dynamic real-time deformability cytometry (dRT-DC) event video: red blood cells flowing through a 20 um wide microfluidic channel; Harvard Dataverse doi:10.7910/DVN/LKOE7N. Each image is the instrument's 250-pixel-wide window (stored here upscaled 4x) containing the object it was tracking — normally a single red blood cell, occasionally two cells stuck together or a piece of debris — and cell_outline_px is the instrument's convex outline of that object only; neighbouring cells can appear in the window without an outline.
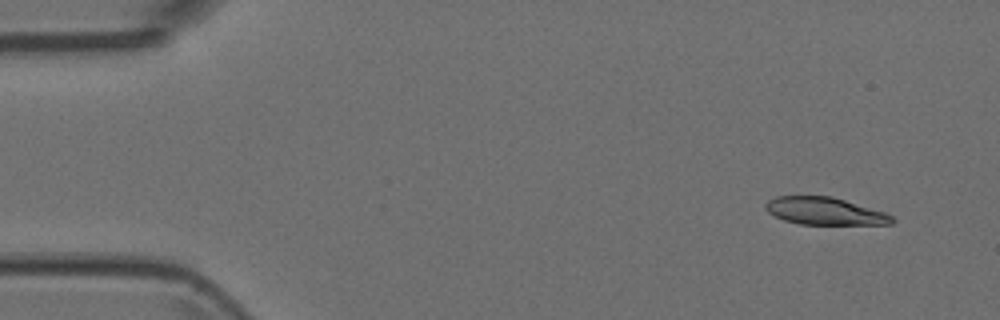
{"species": "Egyptian fruit bat (a non-hibernating species)", "species_latin": "Rousettus aegyptiacus", "temperature_condition": "room temperature", "stored_images_in_passage": 5, "camera_frame_rate_fps": 3000, "um_per_image_px": 0.085, "animal": {"sex": "female"}, "frame": {"image": 1, "passage_image": 1, "time_ms": 0.0, "image_size_px": [1000, 320], "cell_outline_px": [[896, 220], [892, 224], [800, 224], [784, 220], [768, 212], [764, 208], [764, 204], [768, 200], [776, 196], [832, 196], [884, 212], [892, 216]], "centroid_in_image_um": [70.08, 17.94], "position_along_channel_um": 14.9, "area_um2": 20.11}}
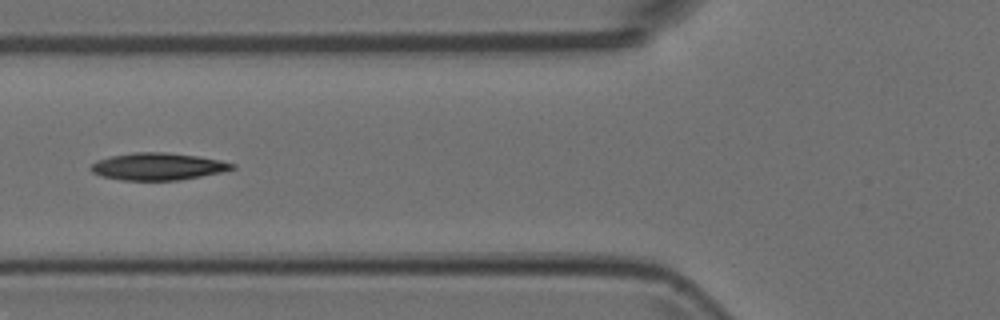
{"frame": {"image": 2, "passage_image": 5, "time_ms": 1.333, "image_size_px": [1000, 320], "cell_outline_px": [[236, 168], [224, 172], [180, 180], [120, 180], [100, 176], [92, 172], [88, 168], [96, 160], [112, 156], [132, 152], [164, 152], [200, 156], [220, 160], [236, 164]], "centroid_in_image_um": [13.43, 14.15], "position_along_channel_um": 112.4, "area_um2": 22.66}}